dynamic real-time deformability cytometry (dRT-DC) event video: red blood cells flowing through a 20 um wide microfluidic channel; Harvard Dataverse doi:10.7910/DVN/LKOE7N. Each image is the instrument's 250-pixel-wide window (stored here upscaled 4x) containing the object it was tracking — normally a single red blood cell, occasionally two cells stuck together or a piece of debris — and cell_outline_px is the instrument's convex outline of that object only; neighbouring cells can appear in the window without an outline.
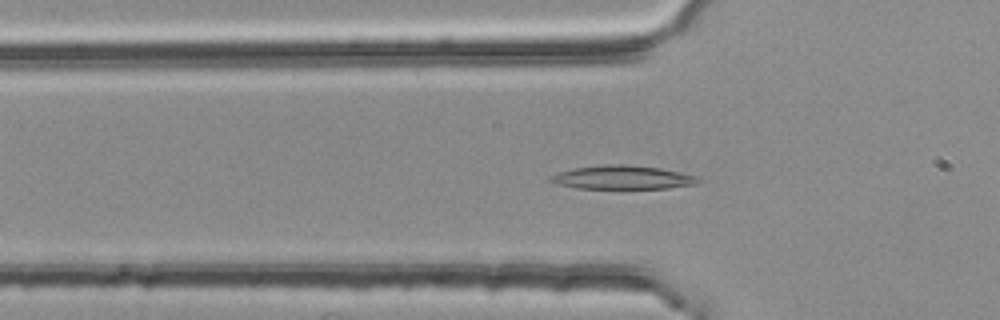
{"species": "common noctule bat (a hibernating species)", "species_latin": "Nyctalus noctula", "temperature_condition": "room temperature", "stored_images_in_passage": 38, "camera_frame_rate_fps": 3000, "um_per_image_px": 0.085, "animal": {"sex": "female", "body_mass_g": 25.1}, "frame": {"image": 1, "passage_image": 2, "time_ms": 0.333, "image_size_px": [1000, 320], "cell_outline_px": [[704, 180], [696, 184], [668, 188], [576, 188], [556, 184], [548, 180], [548, 176], [560, 172], [576, 168], [604, 164], [628, 164], [660, 168], [680, 172], [696, 176]], "centroid_in_image_um": [52.93, 15.07], "position_along_channel_um": 72.9, "area_um2": 20.4}}
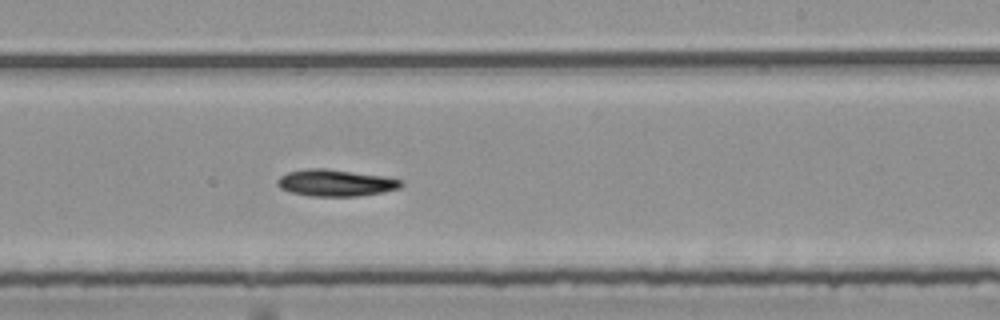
{"frame": {"image": 2, "passage_image": 17, "time_ms": 5.333, "image_size_px": [1000, 320], "cell_outline_px": [[404, 184], [400, 188], [384, 192], [356, 196], [312, 196], [292, 192], [280, 188], [276, 184], [276, 180], [280, 176], [288, 172], [304, 168], [324, 168], [384, 176], [400, 180]], "centroid_in_image_um": [28.5, 15.54], "position_along_channel_um": 260.5, "area_um2": 19.25}}
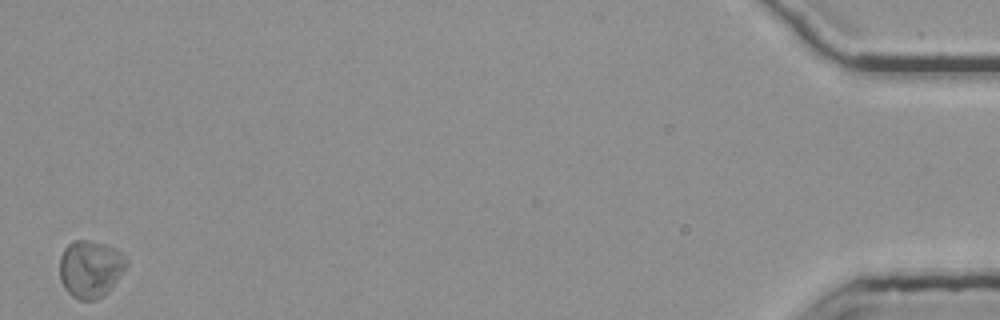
{"frame": {"image": 3, "passage_image": 38, "time_ms": 12.333, "image_size_px": [1000, 320], "cell_outline_px": [[128, 264], [108, 292], [104, 296], [96, 300], [80, 300], [72, 296], [64, 288], [60, 280], [60, 256], [64, 248], [72, 240], [88, 240], [104, 244], [120, 252], [128, 260]], "centroid_in_image_um": [7.66, 22.86], "position_along_channel_um": 427.5, "area_um2": 22.31}, "authors_computed_cell_mechanics": {"area_um2": 19.074, "velocity_mm_per_s": 3.7438, "shape_relaxation_time_tau1_ms": 3.4112, "shape_relaxation_time_tau2_ms": null, "deformation_change_tau1": 0.0927, "deformation_change_tau2": null}}